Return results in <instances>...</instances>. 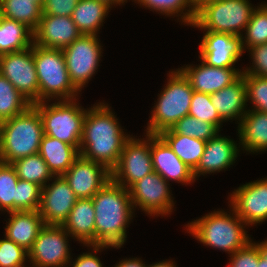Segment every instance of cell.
<instances>
[{"label":"cell","instance_id":"1","mask_svg":"<svg viewBox=\"0 0 267 267\" xmlns=\"http://www.w3.org/2000/svg\"><path fill=\"white\" fill-rule=\"evenodd\" d=\"M118 120L115 111L104 100L88 107L83 121L80 155L112 171L124 144L132 136L124 132L125 128Z\"/></svg>","mask_w":267,"mask_h":267},{"label":"cell","instance_id":"2","mask_svg":"<svg viewBox=\"0 0 267 267\" xmlns=\"http://www.w3.org/2000/svg\"><path fill=\"white\" fill-rule=\"evenodd\" d=\"M95 245L122 248L127 228L135 217L129 190L109 180L93 197Z\"/></svg>","mask_w":267,"mask_h":267},{"label":"cell","instance_id":"3","mask_svg":"<svg viewBox=\"0 0 267 267\" xmlns=\"http://www.w3.org/2000/svg\"><path fill=\"white\" fill-rule=\"evenodd\" d=\"M228 207L229 211L221 208L189 221L183 230L206 247L223 251L228 256L235 253L251 241V235L247 234L249 227L229 204Z\"/></svg>","mask_w":267,"mask_h":267},{"label":"cell","instance_id":"4","mask_svg":"<svg viewBox=\"0 0 267 267\" xmlns=\"http://www.w3.org/2000/svg\"><path fill=\"white\" fill-rule=\"evenodd\" d=\"M167 77L166 86L157 94V101L150 111L144 130L147 134L159 135L189 114L194 93L189 80L178 68L170 70Z\"/></svg>","mask_w":267,"mask_h":267},{"label":"cell","instance_id":"5","mask_svg":"<svg viewBox=\"0 0 267 267\" xmlns=\"http://www.w3.org/2000/svg\"><path fill=\"white\" fill-rule=\"evenodd\" d=\"M43 135L42 119L33 105L25 112L1 122L0 162L11 164L17 159L39 153Z\"/></svg>","mask_w":267,"mask_h":267},{"label":"cell","instance_id":"6","mask_svg":"<svg viewBox=\"0 0 267 267\" xmlns=\"http://www.w3.org/2000/svg\"><path fill=\"white\" fill-rule=\"evenodd\" d=\"M250 0H198L190 27L241 36L256 8ZM254 6V7H253Z\"/></svg>","mask_w":267,"mask_h":267},{"label":"cell","instance_id":"7","mask_svg":"<svg viewBox=\"0 0 267 267\" xmlns=\"http://www.w3.org/2000/svg\"><path fill=\"white\" fill-rule=\"evenodd\" d=\"M38 75L39 102L73 100L82 93L73 85L62 49L44 48L33 43Z\"/></svg>","mask_w":267,"mask_h":267},{"label":"cell","instance_id":"8","mask_svg":"<svg viewBox=\"0 0 267 267\" xmlns=\"http://www.w3.org/2000/svg\"><path fill=\"white\" fill-rule=\"evenodd\" d=\"M78 99L44 101L32 105L40 113L44 134L66 142L79 151L87 108Z\"/></svg>","mask_w":267,"mask_h":267},{"label":"cell","instance_id":"9","mask_svg":"<svg viewBox=\"0 0 267 267\" xmlns=\"http://www.w3.org/2000/svg\"><path fill=\"white\" fill-rule=\"evenodd\" d=\"M99 35H81L62 49L65 64L73 85L81 92L97 73L103 57ZM102 44V45H101Z\"/></svg>","mask_w":267,"mask_h":267},{"label":"cell","instance_id":"10","mask_svg":"<svg viewBox=\"0 0 267 267\" xmlns=\"http://www.w3.org/2000/svg\"><path fill=\"white\" fill-rule=\"evenodd\" d=\"M137 137L132 134L126 141L118 163L111 171V180L127 189L154 171L151 134L144 133L143 138Z\"/></svg>","mask_w":267,"mask_h":267},{"label":"cell","instance_id":"11","mask_svg":"<svg viewBox=\"0 0 267 267\" xmlns=\"http://www.w3.org/2000/svg\"><path fill=\"white\" fill-rule=\"evenodd\" d=\"M170 184L155 171L135 182L128 189L135 212L137 208L152 218L171 216L176 203Z\"/></svg>","mask_w":267,"mask_h":267},{"label":"cell","instance_id":"12","mask_svg":"<svg viewBox=\"0 0 267 267\" xmlns=\"http://www.w3.org/2000/svg\"><path fill=\"white\" fill-rule=\"evenodd\" d=\"M71 235L61 225H45L28 251L32 267H64L72 258Z\"/></svg>","mask_w":267,"mask_h":267},{"label":"cell","instance_id":"13","mask_svg":"<svg viewBox=\"0 0 267 267\" xmlns=\"http://www.w3.org/2000/svg\"><path fill=\"white\" fill-rule=\"evenodd\" d=\"M0 74L32 104L39 103L38 75L33 44L22 51L0 55Z\"/></svg>","mask_w":267,"mask_h":267},{"label":"cell","instance_id":"14","mask_svg":"<svg viewBox=\"0 0 267 267\" xmlns=\"http://www.w3.org/2000/svg\"><path fill=\"white\" fill-rule=\"evenodd\" d=\"M227 199L248 227L262 224L267 220V177L243 183Z\"/></svg>","mask_w":267,"mask_h":267},{"label":"cell","instance_id":"15","mask_svg":"<svg viewBox=\"0 0 267 267\" xmlns=\"http://www.w3.org/2000/svg\"><path fill=\"white\" fill-rule=\"evenodd\" d=\"M47 184L42 187L38 212L45 225H62L79 198L62 175Z\"/></svg>","mask_w":267,"mask_h":267},{"label":"cell","instance_id":"16","mask_svg":"<svg viewBox=\"0 0 267 267\" xmlns=\"http://www.w3.org/2000/svg\"><path fill=\"white\" fill-rule=\"evenodd\" d=\"M198 50V59L219 68H235L245 53L241 36L217 32H203Z\"/></svg>","mask_w":267,"mask_h":267},{"label":"cell","instance_id":"17","mask_svg":"<svg viewBox=\"0 0 267 267\" xmlns=\"http://www.w3.org/2000/svg\"><path fill=\"white\" fill-rule=\"evenodd\" d=\"M62 176L79 199L92 198L111 179V171L79 155Z\"/></svg>","mask_w":267,"mask_h":267},{"label":"cell","instance_id":"18","mask_svg":"<svg viewBox=\"0 0 267 267\" xmlns=\"http://www.w3.org/2000/svg\"><path fill=\"white\" fill-rule=\"evenodd\" d=\"M230 136H223L221 131L213 138L206 141L204 153L199 164L193 171V177L198 180L200 176L207 174H218L220 171H226L231 168L236 159L240 156V144H237Z\"/></svg>","mask_w":267,"mask_h":267},{"label":"cell","instance_id":"19","mask_svg":"<svg viewBox=\"0 0 267 267\" xmlns=\"http://www.w3.org/2000/svg\"><path fill=\"white\" fill-rule=\"evenodd\" d=\"M198 61L201 64H184V66L178 68L189 80L195 92L214 94L231 85L243 73V69L213 67L207 65L201 59Z\"/></svg>","mask_w":267,"mask_h":267},{"label":"cell","instance_id":"20","mask_svg":"<svg viewBox=\"0 0 267 267\" xmlns=\"http://www.w3.org/2000/svg\"><path fill=\"white\" fill-rule=\"evenodd\" d=\"M81 35L71 16L42 14L33 32V43L44 48L63 49Z\"/></svg>","mask_w":267,"mask_h":267},{"label":"cell","instance_id":"21","mask_svg":"<svg viewBox=\"0 0 267 267\" xmlns=\"http://www.w3.org/2000/svg\"><path fill=\"white\" fill-rule=\"evenodd\" d=\"M151 156L154 171L166 182L175 181L185 186L196 182L193 171L159 135H151Z\"/></svg>","mask_w":267,"mask_h":267},{"label":"cell","instance_id":"22","mask_svg":"<svg viewBox=\"0 0 267 267\" xmlns=\"http://www.w3.org/2000/svg\"><path fill=\"white\" fill-rule=\"evenodd\" d=\"M210 97L212 105L224 122L237 120L235 124L239 125L248 110L245 80L242 75L231 85L211 94Z\"/></svg>","mask_w":267,"mask_h":267},{"label":"cell","instance_id":"23","mask_svg":"<svg viewBox=\"0 0 267 267\" xmlns=\"http://www.w3.org/2000/svg\"><path fill=\"white\" fill-rule=\"evenodd\" d=\"M4 235L27 251L32 247L45 223L38 210H21L7 213Z\"/></svg>","mask_w":267,"mask_h":267},{"label":"cell","instance_id":"24","mask_svg":"<svg viewBox=\"0 0 267 267\" xmlns=\"http://www.w3.org/2000/svg\"><path fill=\"white\" fill-rule=\"evenodd\" d=\"M236 130L243 153L257 155L267 151V112L247 110Z\"/></svg>","mask_w":267,"mask_h":267},{"label":"cell","instance_id":"25","mask_svg":"<svg viewBox=\"0 0 267 267\" xmlns=\"http://www.w3.org/2000/svg\"><path fill=\"white\" fill-rule=\"evenodd\" d=\"M61 226L79 244L95 245V210L92 198L78 199Z\"/></svg>","mask_w":267,"mask_h":267},{"label":"cell","instance_id":"26","mask_svg":"<svg viewBox=\"0 0 267 267\" xmlns=\"http://www.w3.org/2000/svg\"><path fill=\"white\" fill-rule=\"evenodd\" d=\"M39 154L54 176L63 175L80 155L74 146L46 134L42 137Z\"/></svg>","mask_w":267,"mask_h":267},{"label":"cell","instance_id":"27","mask_svg":"<svg viewBox=\"0 0 267 267\" xmlns=\"http://www.w3.org/2000/svg\"><path fill=\"white\" fill-rule=\"evenodd\" d=\"M111 9L100 0H79L71 17L82 35H98Z\"/></svg>","mask_w":267,"mask_h":267},{"label":"cell","instance_id":"28","mask_svg":"<svg viewBox=\"0 0 267 267\" xmlns=\"http://www.w3.org/2000/svg\"><path fill=\"white\" fill-rule=\"evenodd\" d=\"M159 136L192 171L196 169L204 153L206 141L176 134L171 129L161 132Z\"/></svg>","mask_w":267,"mask_h":267},{"label":"cell","instance_id":"29","mask_svg":"<svg viewBox=\"0 0 267 267\" xmlns=\"http://www.w3.org/2000/svg\"><path fill=\"white\" fill-rule=\"evenodd\" d=\"M145 9L165 17H178L177 22L181 25L191 26L196 17V0H133ZM181 22V23H180Z\"/></svg>","mask_w":267,"mask_h":267},{"label":"cell","instance_id":"30","mask_svg":"<svg viewBox=\"0 0 267 267\" xmlns=\"http://www.w3.org/2000/svg\"><path fill=\"white\" fill-rule=\"evenodd\" d=\"M33 44V32L18 21L2 17L0 20V55L22 51Z\"/></svg>","mask_w":267,"mask_h":267},{"label":"cell","instance_id":"31","mask_svg":"<svg viewBox=\"0 0 267 267\" xmlns=\"http://www.w3.org/2000/svg\"><path fill=\"white\" fill-rule=\"evenodd\" d=\"M2 17L18 21L32 32L38 27L42 8L34 0H1Z\"/></svg>","mask_w":267,"mask_h":267},{"label":"cell","instance_id":"32","mask_svg":"<svg viewBox=\"0 0 267 267\" xmlns=\"http://www.w3.org/2000/svg\"><path fill=\"white\" fill-rule=\"evenodd\" d=\"M19 179L45 186L54 175L39 153L15 160L11 163Z\"/></svg>","mask_w":267,"mask_h":267},{"label":"cell","instance_id":"33","mask_svg":"<svg viewBox=\"0 0 267 267\" xmlns=\"http://www.w3.org/2000/svg\"><path fill=\"white\" fill-rule=\"evenodd\" d=\"M32 103L0 74V122L25 112Z\"/></svg>","mask_w":267,"mask_h":267},{"label":"cell","instance_id":"34","mask_svg":"<svg viewBox=\"0 0 267 267\" xmlns=\"http://www.w3.org/2000/svg\"><path fill=\"white\" fill-rule=\"evenodd\" d=\"M257 5L241 35L244 52L253 46L267 43V3L263 1Z\"/></svg>","mask_w":267,"mask_h":267},{"label":"cell","instance_id":"35","mask_svg":"<svg viewBox=\"0 0 267 267\" xmlns=\"http://www.w3.org/2000/svg\"><path fill=\"white\" fill-rule=\"evenodd\" d=\"M18 176L11 164L0 162V211H16V186Z\"/></svg>","mask_w":267,"mask_h":267},{"label":"cell","instance_id":"36","mask_svg":"<svg viewBox=\"0 0 267 267\" xmlns=\"http://www.w3.org/2000/svg\"><path fill=\"white\" fill-rule=\"evenodd\" d=\"M170 129L176 134L194 137L203 141H208L220 132L214 124L204 122L191 115L184 116Z\"/></svg>","mask_w":267,"mask_h":267},{"label":"cell","instance_id":"37","mask_svg":"<svg viewBox=\"0 0 267 267\" xmlns=\"http://www.w3.org/2000/svg\"><path fill=\"white\" fill-rule=\"evenodd\" d=\"M245 80L248 110L267 112V77L241 74ZM250 103V104H249ZM252 104V106H251Z\"/></svg>","mask_w":267,"mask_h":267},{"label":"cell","instance_id":"38","mask_svg":"<svg viewBox=\"0 0 267 267\" xmlns=\"http://www.w3.org/2000/svg\"><path fill=\"white\" fill-rule=\"evenodd\" d=\"M204 122L214 124L220 131L225 123L211 103L210 94L195 92L192 95L189 114Z\"/></svg>","mask_w":267,"mask_h":267},{"label":"cell","instance_id":"39","mask_svg":"<svg viewBox=\"0 0 267 267\" xmlns=\"http://www.w3.org/2000/svg\"><path fill=\"white\" fill-rule=\"evenodd\" d=\"M42 187L26 180L18 179L16 186V211L38 210Z\"/></svg>","mask_w":267,"mask_h":267},{"label":"cell","instance_id":"40","mask_svg":"<svg viewBox=\"0 0 267 267\" xmlns=\"http://www.w3.org/2000/svg\"><path fill=\"white\" fill-rule=\"evenodd\" d=\"M29 263L28 251L4 235L0 239V267H20Z\"/></svg>","mask_w":267,"mask_h":267},{"label":"cell","instance_id":"41","mask_svg":"<svg viewBox=\"0 0 267 267\" xmlns=\"http://www.w3.org/2000/svg\"><path fill=\"white\" fill-rule=\"evenodd\" d=\"M252 63L242 67V74L267 77V43L253 46L247 50Z\"/></svg>","mask_w":267,"mask_h":267},{"label":"cell","instance_id":"42","mask_svg":"<svg viewBox=\"0 0 267 267\" xmlns=\"http://www.w3.org/2000/svg\"><path fill=\"white\" fill-rule=\"evenodd\" d=\"M259 255L258 247L250 241L244 248L229 255L228 267H257Z\"/></svg>","mask_w":267,"mask_h":267},{"label":"cell","instance_id":"43","mask_svg":"<svg viewBox=\"0 0 267 267\" xmlns=\"http://www.w3.org/2000/svg\"><path fill=\"white\" fill-rule=\"evenodd\" d=\"M87 247L88 251L83 252L77 256V258L70 260L68 267H104L103 263L100 260V257L97 255L98 252L106 251L109 248H115L108 245H82ZM91 251V252H90Z\"/></svg>","mask_w":267,"mask_h":267},{"label":"cell","instance_id":"44","mask_svg":"<svg viewBox=\"0 0 267 267\" xmlns=\"http://www.w3.org/2000/svg\"><path fill=\"white\" fill-rule=\"evenodd\" d=\"M79 0H45L42 14L54 16H72Z\"/></svg>","mask_w":267,"mask_h":267},{"label":"cell","instance_id":"45","mask_svg":"<svg viewBox=\"0 0 267 267\" xmlns=\"http://www.w3.org/2000/svg\"><path fill=\"white\" fill-rule=\"evenodd\" d=\"M145 263L140 257H126L116 263L114 267H147V263Z\"/></svg>","mask_w":267,"mask_h":267},{"label":"cell","instance_id":"46","mask_svg":"<svg viewBox=\"0 0 267 267\" xmlns=\"http://www.w3.org/2000/svg\"><path fill=\"white\" fill-rule=\"evenodd\" d=\"M251 241L258 247V250L260 252V256L262 258H264L266 260V263H267V238H266V240L264 239V241H262V242L253 241V239H251Z\"/></svg>","mask_w":267,"mask_h":267},{"label":"cell","instance_id":"47","mask_svg":"<svg viewBox=\"0 0 267 267\" xmlns=\"http://www.w3.org/2000/svg\"><path fill=\"white\" fill-rule=\"evenodd\" d=\"M177 264L175 263V261H173V259H166V260H162V261H158V262H154L152 264H147V267H178L176 266Z\"/></svg>","mask_w":267,"mask_h":267},{"label":"cell","instance_id":"48","mask_svg":"<svg viewBox=\"0 0 267 267\" xmlns=\"http://www.w3.org/2000/svg\"><path fill=\"white\" fill-rule=\"evenodd\" d=\"M101 2L107 4L108 6H110L111 8L116 6H123L125 5V3H127L129 0H100Z\"/></svg>","mask_w":267,"mask_h":267},{"label":"cell","instance_id":"49","mask_svg":"<svg viewBox=\"0 0 267 267\" xmlns=\"http://www.w3.org/2000/svg\"><path fill=\"white\" fill-rule=\"evenodd\" d=\"M257 267H267L266 260L259 255V263Z\"/></svg>","mask_w":267,"mask_h":267},{"label":"cell","instance_id":"50","mask_svg":"<svg viewBox=\"0 0 267 267\" xmlns=\"http://www.w3.org/2000/svg\"><path fill=\"white\" fill-rule=\"evenodd\" d=\"M34 3L38 4L41 8H43L45 0H34Z\"/></svg>","mask_w":267,"mask_h":267},{"label":"cell","instance_id":"51","mask_svg":"<svg viewBox=\"0 0 267 267\" xmlns=\"http://www.w3.org/2000/svg\"><path fill=\"white\" fill-rule=\"evenodd\" d=\"M2 18V7H1V0H0V20Z\"/></svg>","mask_w":267,"mask_h":267},{"label":"cell","instance_id":"52","mask_svg":"<svg viewBox=\"0 0 267 267\" xmlns=\"http://www.w3.org/2000/svg\"><path fill=\"white\" fill-rule=\"evenodd\" d=\"M0 150H1V122H0Z\"/></svg>","mask_w":267,"mask_h":267},{"label":"cell","instance_id":"53","mask_svg":"<svg viewBox=\"0 0 267 267\" xmlns=\"http://www.w3.org/2000/svg\"><path fill=\"white\" fill-rule=\"evenodd\" d=\"M27 265H29V266H27ZM26 266H20V267H32V266H30V264H27Z\"/></svg>","mask_w":267,"mask_h":267}]
</instances>
